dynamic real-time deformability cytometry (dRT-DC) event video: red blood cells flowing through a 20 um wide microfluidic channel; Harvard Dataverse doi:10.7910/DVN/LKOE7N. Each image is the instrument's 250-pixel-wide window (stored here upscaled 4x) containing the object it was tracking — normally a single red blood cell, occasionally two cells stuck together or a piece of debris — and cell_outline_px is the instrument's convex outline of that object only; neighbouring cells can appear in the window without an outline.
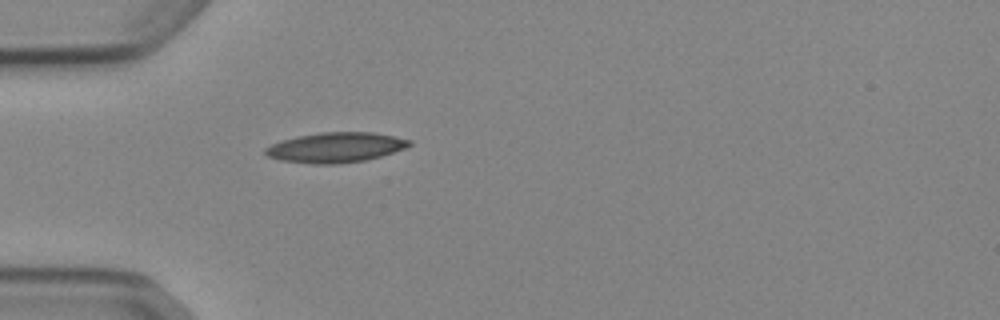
{"species": "Egyptian fruit bat (a non-hibernating species)", "species_latin": "Rousettus aegyptiacus", "temperature_condition": "cold", "stored_images_in_passage": 24, "camera_frame_rate_fps": 3000, "um_per_image_px": 0.085, "animal": {"sex": "female"}, "frame": {"image": 1, "passage_image": 1, "time_ms": 0.0, "image_size_px": [1000, 320], "cell_outline_px": [[412, 144], [404, 148], [380, 156], [364, 160], [336, 164], [312, 164], [280, 160], [268, 156], [264, 152], [264, 148], [280, 140], [296, 136], [320, 132], [372, 132], [412, 140]], "centroid_in_image_um": [28.48, 12.53], "position_along_channel_um": 56.5, "area_um2": 25.14}}